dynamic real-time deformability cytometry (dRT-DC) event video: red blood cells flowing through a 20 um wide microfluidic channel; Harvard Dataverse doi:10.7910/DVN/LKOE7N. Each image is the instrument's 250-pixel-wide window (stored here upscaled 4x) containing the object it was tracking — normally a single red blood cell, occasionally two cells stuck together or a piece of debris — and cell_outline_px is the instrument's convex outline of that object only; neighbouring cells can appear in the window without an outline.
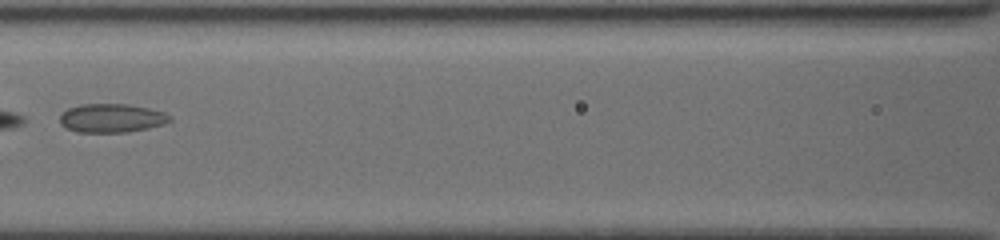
{"species": "common noctule bat (a hibernating species)", "species_latin": "Nyctalus noctula", "temperature_condition": "cold", "stored_images_in_passage": 7, "camera_frame_rate_fps": 3000, "um_per_image_px": 0.085, "animal": {"sex": "female", "body_mass_g": 19.5, "forearm_length_mm": 54.1}, "frame": {"image": 1, "passage_image": 5, "time_ms": 3.667, "image_size_px": [1000, 240], "cell_outline_px": [[172, 120], [164, 124], [148, 128], [128, 132], [76, 132], [60, 124], [60, 116], [68, 108], [80, 104], [128, 104], [148, 108], [164, 112], [172, 116]], "centroid_in_image_um": [9.51, 10.04], "position_along_channel_um": 157.1, "area_um2": 18.44}}